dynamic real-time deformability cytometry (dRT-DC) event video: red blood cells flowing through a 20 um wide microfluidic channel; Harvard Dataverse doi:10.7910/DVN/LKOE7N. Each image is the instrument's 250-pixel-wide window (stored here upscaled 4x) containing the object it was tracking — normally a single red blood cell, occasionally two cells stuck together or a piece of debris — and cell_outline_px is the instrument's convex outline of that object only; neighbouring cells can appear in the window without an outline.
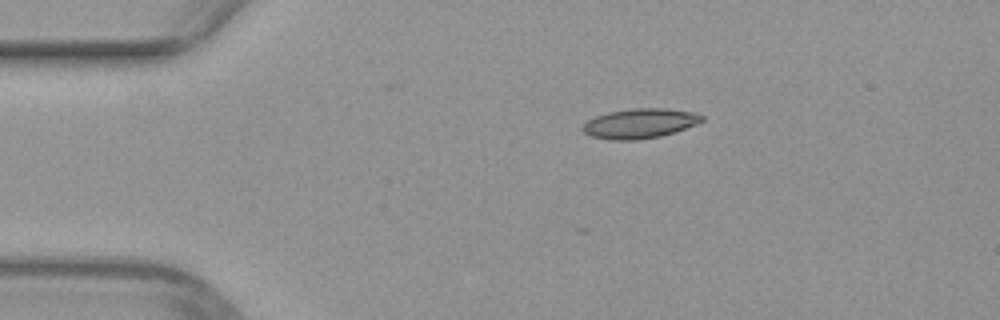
{"species": "common noctule bat (a hibernating species)", "species_latin": "Nyctalus noctula", "temperature_condition": "warm", "stored_images_in_passage": 7, "camera_frame_rate_fps": 3000, "um_per_image_px": 0.085, "animal": {"sex": "female", "body_mass_g": 29.2, "forearm_length_mm": 56.3}, "frame": {"image": 1, "passage_image": 1, "time_ms": 0.0, "image_size_px": [1000, 320], "cell_outline_px": [[704, 120], [696, 124], [660, 136], [636, 140], [612, 140], [592, 136], [584, 132], [580, 128], [588, 120], [596, 116], [608, 112], [632, 108], [664, 108], [692, 112], [704, 116]], "centroid_in_image_um": [54.36, 10.48], "position_along_channel_um": 30.6, "area_um2": 20.46}}
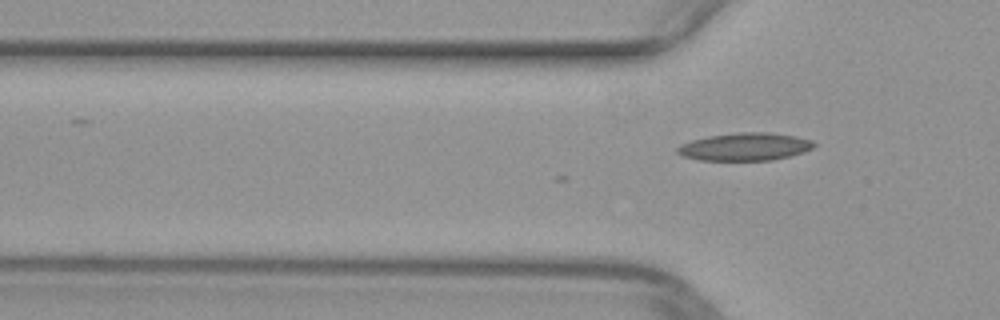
{"frame": {"image": 2, "passage_image": 7, "time_ms": 2.0, "image_size_px": [1000, 320], "cell_outline_px": [[816, 144], [812, 148], [804, 152], [772, 160], [700, 160], [684, 156], [676, 152], [676, 148], [680, 144], [692, 140], [708, 136], [740, 132], [768, 132], [796, 136], [812, 140]], "centroid_in_image_um": [63.32, 12.46], "position_along_channel_um": 62.5, "area_um2": 22.02}}